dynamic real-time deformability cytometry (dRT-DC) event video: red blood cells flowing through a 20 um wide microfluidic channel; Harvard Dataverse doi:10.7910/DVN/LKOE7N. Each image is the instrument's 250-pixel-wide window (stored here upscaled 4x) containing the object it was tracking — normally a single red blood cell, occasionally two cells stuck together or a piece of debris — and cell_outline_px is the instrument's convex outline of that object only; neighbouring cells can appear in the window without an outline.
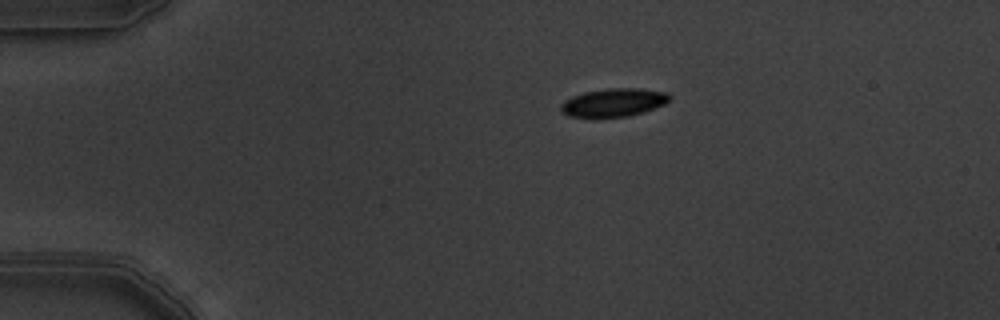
{"species": "common noctule bat (a hibernating species)", "species_latin": "Nyctalus noctula", "temperature_condition": "warm", "stored_images_in_passage": 4, "camera_frame_rate_fps": 3000, "um_per_image_px": 0.085, "animal": {"sex": "male", "body_mass_g": 19.5, "forearm_length_mm": 54.6}, "frame": {"image": 1, "passage_image": 1, "time_ms": 0.0, "image_size_px": [1000, 320], "cell_outline_px": [[672, 100], [664, 104], [644, 112], [628, 116], [596, 120], [568, 116], [560, 112], [560, 104], [564, 100], [572, 96], [584, 92], [608, 88], [640, 88], [668, 92], [672, 96]], "centroid_in_image_um": [52.13, 8.75], "position_along_channel_um": 32.9, "area_um2": 18.79}}